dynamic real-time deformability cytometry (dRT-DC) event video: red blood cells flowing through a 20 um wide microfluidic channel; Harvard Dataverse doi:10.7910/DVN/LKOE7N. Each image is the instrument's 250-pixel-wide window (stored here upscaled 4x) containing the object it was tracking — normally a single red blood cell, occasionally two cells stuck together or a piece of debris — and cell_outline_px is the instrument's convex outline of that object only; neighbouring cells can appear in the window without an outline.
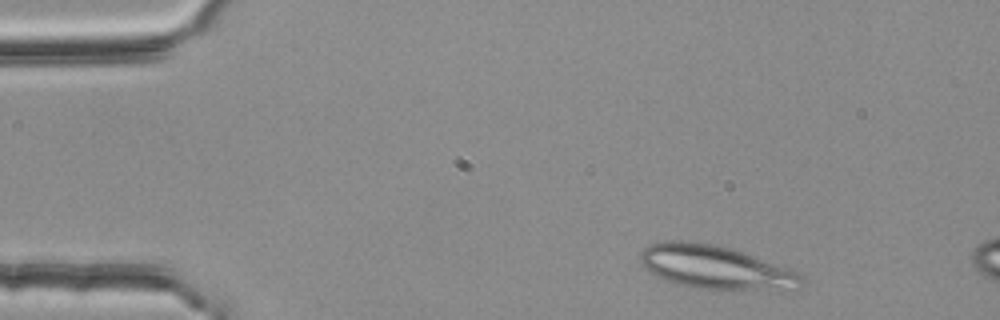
{"species": "common noctule bat (a hibernating species)", "species_latin": "Nyctalus noctula", "temperature_condition": "room temperature", "stored_images_in_passage": 46, "segment_of_instrument_passage": [1, 2], "camera_frame_rate_fps": 3000, "um_per_image_px": 0.085, "animal": {"sex": "female", "body_mass_g": 25.1}, "frame": {"image": 1, "passage_image": 3, "time_ms": 0.667, "image_size_px": [1000, 320], "cell_outline_px": [[804, 284], [800, 288], [692, 288], [676, 284], [664, 280], [656, 276], [644, 268], [640, 264], [640, 252], [648, 244], [660, 240], [684, 240], [712, 244], [736, 248], [800, 272], [804, 276]], "centroid_in_image_um": [60.77, 22.67], "position_along_channel_um": 24.2, "area_um2": 41.15}}